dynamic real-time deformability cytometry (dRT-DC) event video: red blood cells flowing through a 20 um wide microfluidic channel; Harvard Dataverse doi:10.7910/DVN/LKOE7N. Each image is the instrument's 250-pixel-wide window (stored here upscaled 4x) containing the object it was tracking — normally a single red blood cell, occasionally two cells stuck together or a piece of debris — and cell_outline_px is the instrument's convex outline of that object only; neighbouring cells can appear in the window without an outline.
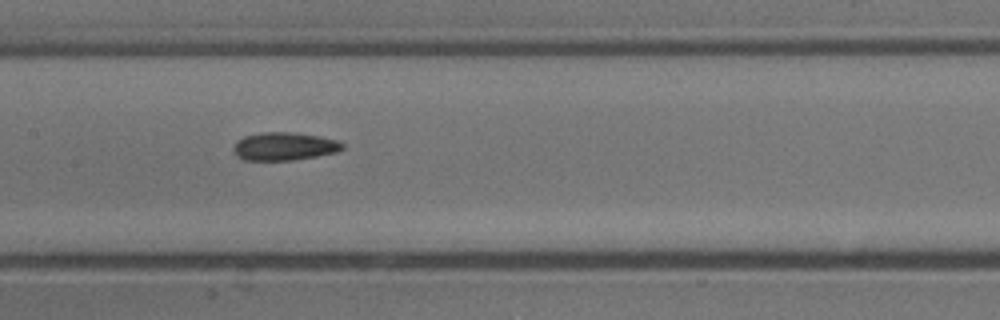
{"species": "common noctule bat (a hibernating species)", "species_latin": "Nyctalus noctula", "temperature_condition": "cold", "stored_images_in_passage": 9, "camera_frame_rate_fps": 3000, "um_per_image_px": 0.085, "animal": {"sex": "male", "body_mass_g": 13.3}, "frame": {"image": 1, "passage_image": 9, "time_ms": 2.667, "image_size_px": [1000, 320], "cell_outline_px": [[344, 148], [336, 152], [316, 156], [292, 160], [244, 160], [236, 156], [232, 152], [232, 148], [236, 140], [244, 136], [264, 132], [288, 132], [316, 136], [336, 140], [344, 144]], "centroid_in_image_um": [24.09, 12.45], "position_along_channel_um": 183.3, "area_um2": 17.74}}